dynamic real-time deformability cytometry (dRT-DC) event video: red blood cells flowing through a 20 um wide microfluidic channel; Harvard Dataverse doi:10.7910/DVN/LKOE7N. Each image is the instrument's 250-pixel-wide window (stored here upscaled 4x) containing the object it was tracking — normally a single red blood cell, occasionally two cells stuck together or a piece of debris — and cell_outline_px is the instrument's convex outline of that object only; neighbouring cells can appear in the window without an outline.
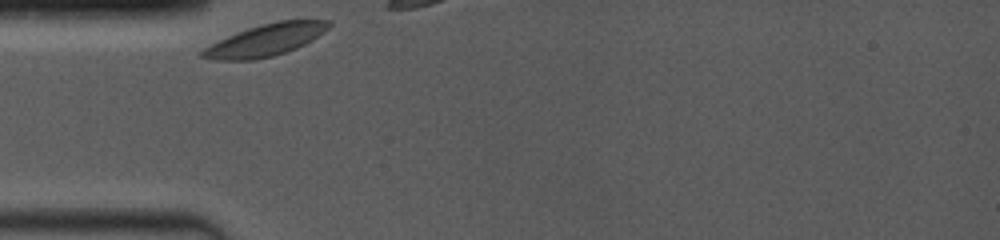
{"species": "common noctule bat (a hibernating species)", "species_latin": "Nyctalus noctula", "temperature_condition": "room temperature", "stored_images_in_passage": 3, "camera_frame_rate_fps": 4000, "um_per_image_px": 0.085, "animal": {"sex": "female", "body_mass_g": 19.0, "forearm_length_mm": 53.3}, "frame": {"image": 1, "passage_image": 1, "time_ms": 0.0, "image_size_px": [1000, 240], "cell_outline_px": [[332, 24], [324, 32], [312, 40], [296, 48], [272, 56], [252, 60], [216, 60], [200, 56], [196, 52], [228, 36], [248, 28], [280, 20], [332, 20]], "centroid_in_image_um": [22.58, 3.41], "position_along_channel_um": 62.4, "area_um2": 23.24}}